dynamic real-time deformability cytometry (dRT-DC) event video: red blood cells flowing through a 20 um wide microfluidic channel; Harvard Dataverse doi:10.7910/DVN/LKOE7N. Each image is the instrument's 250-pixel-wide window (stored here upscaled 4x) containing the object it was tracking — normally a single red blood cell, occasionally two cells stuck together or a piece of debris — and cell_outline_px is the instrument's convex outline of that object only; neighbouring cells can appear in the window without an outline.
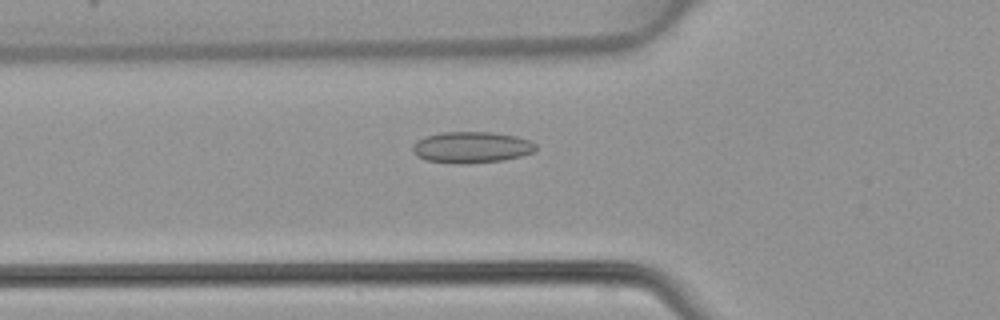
{"species": "common noctule bat (a hibernating species)", "species_latin": "Nyctalus noctula", "temperature_condition": "warm", "stored_images_in_passage": 48, "camera_frame_rate_fps": 3000, "um_per_image_px": 0.085, "animal": {"sex": "female", "body_mass_g": 22.7, "forearm_length_mm": 54.2}, "frame": {"image": 1, "passage_image": 17, "time_ms": 5.333, "image_size_px": [1000, 320], "cell_outline_px": [[536, 152], [504, 160], [468, 164], [460, 164], [424, 160], [416, 156], [412, 152], [412, 144], [416, 140], [424, 136], [440, 132], [492, 132], [516, 136], [528, 140], [536, 144]], "centroid_in_image_um": [40.04, 12.52], "position_along_channel_um": 85.8, "area_um2": 22.83}}
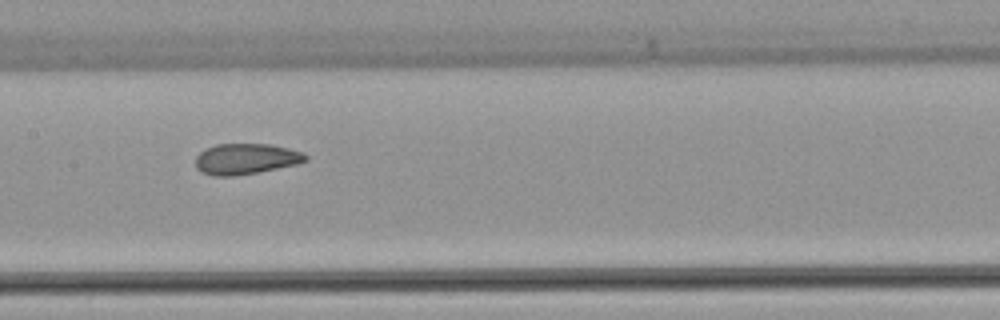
{"frame": {"image": 2, "passage_image": 24, "time_ms": 7.667, "image_size_px": [1000, 320], "cell_outline_px": [[308, 160], [296, 164], [236, 176], [216, 176], [200, 172], [196, 168], [196, 156], [204, 148], [216, 144], [268, 144], [288, 148], [304, 152], [308, 156]], "centroid_in_image_um": [20.88, 13.5], "position_along_channel_um": 186.5, "area_um2": 19.77}}
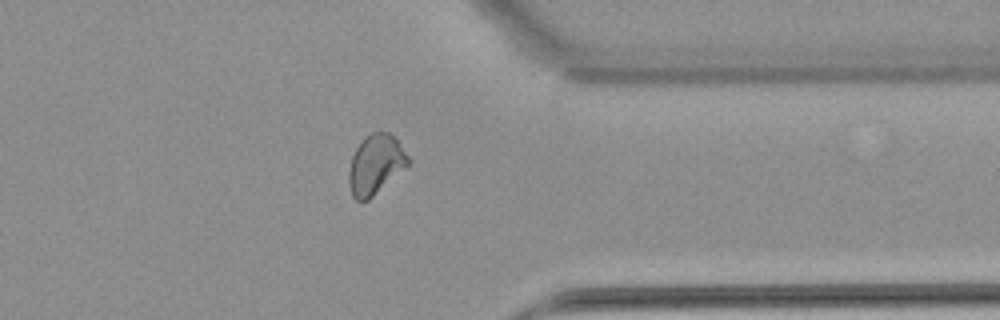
{"frame": {"image": 3, "passage_image": 38, "time_ms": 12.333, "image_size_px": [1000, 320], "cell_outline_px": [[408, 164], [368, 200], [360, 204], [352, 196], [348, 184], [348, 172], [352, 156], [356, 148], [372, 132], [388, 132], [396, 140], [408, 156]], "centroid_in_image_um": [31.86, 14.03], "position_along_channel_um": 379.5, "area_um2": 20.06}}